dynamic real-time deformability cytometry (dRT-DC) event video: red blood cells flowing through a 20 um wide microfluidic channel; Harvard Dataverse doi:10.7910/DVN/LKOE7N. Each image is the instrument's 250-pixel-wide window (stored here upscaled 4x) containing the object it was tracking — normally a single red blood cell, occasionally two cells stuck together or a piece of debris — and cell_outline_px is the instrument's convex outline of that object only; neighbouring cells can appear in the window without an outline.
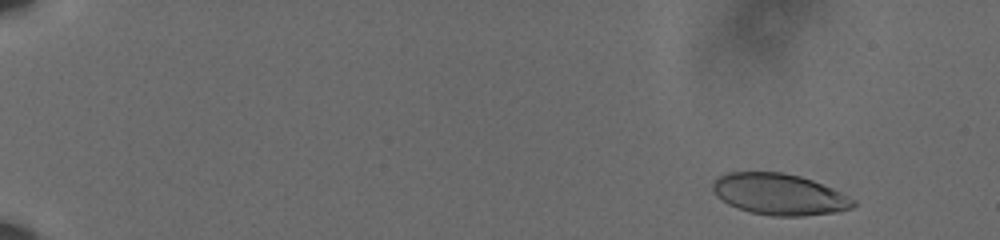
{"species": "human", "species_latin": "Homo sapiens", "temperature_condition": "cold", "stored_images_in_passage": 60, "camera_frame_rate_fps": 3000, "um_per_image_px": 0.085, "donor": {"sex": "male"}, "frame": {"image": 1, "passage_image": 6, "time_ms": 1.667, "image_size_px": [1000, 240], "cell_outline_px": [[856, 204], [852, 208], [836, 212], [804, 216], [772, 216], [752, 212], [736, 208], [728, 204], [716, 196], [712, 188], [712, 180], [728, 172], [784, 172], [800, 176], [812, 180], [832, 188], [856, 200]], "centroid_in_image_um": [66.23, 16.51], "position_along_channel_um": 18.8, "area_um2": 33.93}}
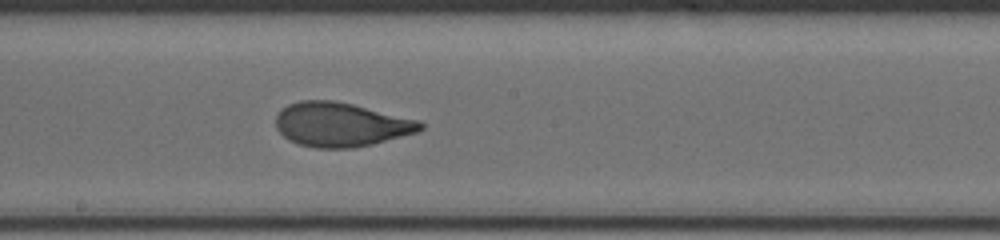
{"frame": {"image": 2, "passage_image": 36, "time_ms": 11.667, "image_size_px": [1000, 240], "cell_outline_px": [[424, 128], [416, 132], [372, 144], [352, 148], [316, 148], [300, 144], [288, 140], [276, 128], [276, 116], [280, 108], [288, 104], [300, 100], [332, 100], [352, 104], [420, 120], [424, 124]], "centroid_in_image_um": [28.95, 10.58], "position_along_channel_um": 219.3, "area_um2": 37.17}}
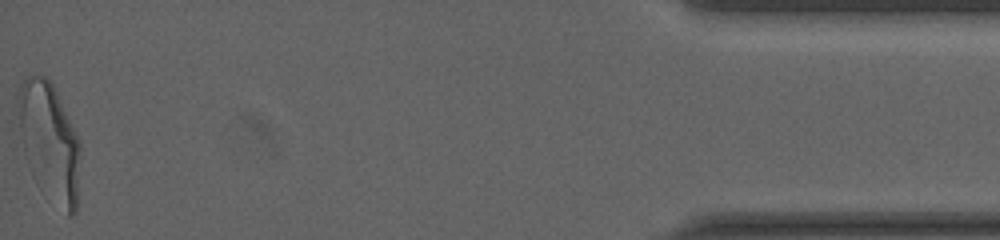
{"frame": {"image": 3, "passage_image": 60, "time_ms": 19.667, "image_size_px": [1000, 240], "cell_outline_px": [[80, 156], [76, 212], [72, 216], [68, 216], [20, 128], [16, 100], [16, 92], [20, 84], [28, 76], [44, 76], [52, 84], [80, 140]], "centroid_in_image_um": [4.31, 11.68], "position_along_channel_um": 430.9, "area_um2": 37.45}, "authors_computed_cell_mechanics": {"area_um2": 36.3273, "velocity_mm_per_s": 3.601, "shape_relaxation_time_tau1_ms": 5.9211, "shape_relaxation_time_tau2_ms": 0.7229, "deformation_change_tau1": 0.2106, "deformation_change_tau2": 0.0658}}